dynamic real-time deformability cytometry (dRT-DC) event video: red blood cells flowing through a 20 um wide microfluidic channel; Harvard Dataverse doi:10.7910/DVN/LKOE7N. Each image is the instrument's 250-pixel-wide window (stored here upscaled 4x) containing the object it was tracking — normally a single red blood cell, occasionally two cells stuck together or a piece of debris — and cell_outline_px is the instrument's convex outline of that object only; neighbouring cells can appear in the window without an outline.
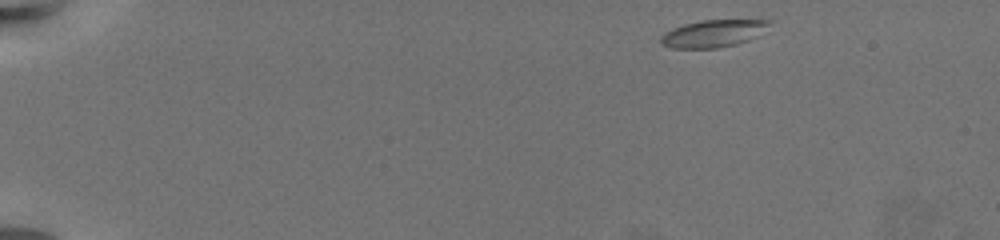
{"species": "common noctule bat (a hibernating species)", "species_latin": "Nyctalus noctula", "temperature_condition": "warm", "stored_images_in_passage": 56, "camera_frame_rate_fps": 3000, "um_per_image_px": 0.085, "animal": {"sex": "female", "body_mass_g": 19.5, "forearm_length_mm": 54.1}, "frame": {"image": 1, "passage_image": 1, "time_ms": 0.0, "image_size_px": [1000, 240], "cell_outline_px": [[772, 20], [760, 36], [736, 44], [716, 48], [672, 48], [660, 44], [660, 36], [664, 32], [672, 28], [684, 24], [704, 20]], "centroid_in_image_um": [60.6, 2.85], "position_along_channel_um": 24.4, "area_um2": 17.28}}
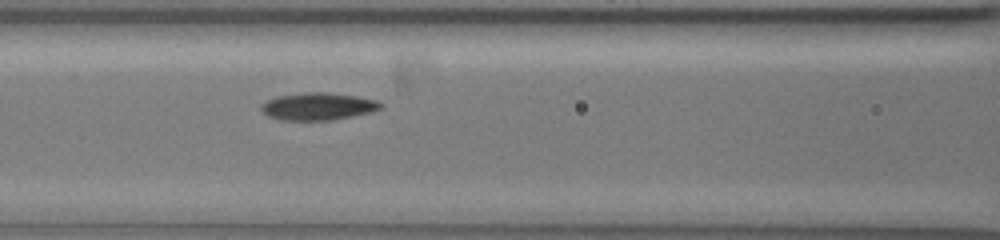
{"frame": {"image": 2, "passage_image": 23, "time_ms": 7.333, "image_size_px": [1000, 240], "cell_outline_px": [[384, 104], [380, 108], [368, 112], [332, 120], [284, 120], [268, 116], [260, 108], [260, 104], [276, 96], [308, 92], [324, 92], [356, 96], [376, 100]], "centroid_in_image_um": [27.0, 9.03], "position_along_channel_um": 139.6, "area_um2": 18.79}}
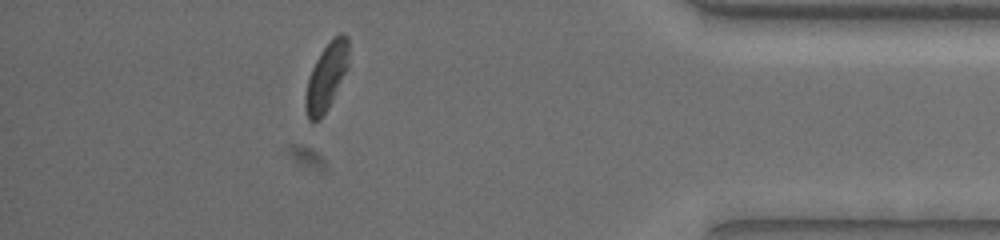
{"frame": {"image": 3, "passage_image": 50, "time_ms": 16.333, "image_size_px": [1000, 240], "cell_outline_px": [[348, 68], [328, 108], [316, 120], [308, 120], [304, 104], [304, 96], [308, 76], [320, 52], [340, 32], [344, 32], [348, 36]], "centroid_in_image_um": [27.74, 6.5], "position_along_channel_um": 407.5, "area_um2": 16.76}, "authors_computed_cell_mechanics": {"area_um2": 18.1781, "velocity_mm_per_s": 3.3352, "shape_relaxation_time_tau1_ms": 3.4017, "shape_relaxation_time_tau2_ms": 4.0398, "deformation_change_tau1": 0.1257, "deformation_change_tau2": 0.076}}